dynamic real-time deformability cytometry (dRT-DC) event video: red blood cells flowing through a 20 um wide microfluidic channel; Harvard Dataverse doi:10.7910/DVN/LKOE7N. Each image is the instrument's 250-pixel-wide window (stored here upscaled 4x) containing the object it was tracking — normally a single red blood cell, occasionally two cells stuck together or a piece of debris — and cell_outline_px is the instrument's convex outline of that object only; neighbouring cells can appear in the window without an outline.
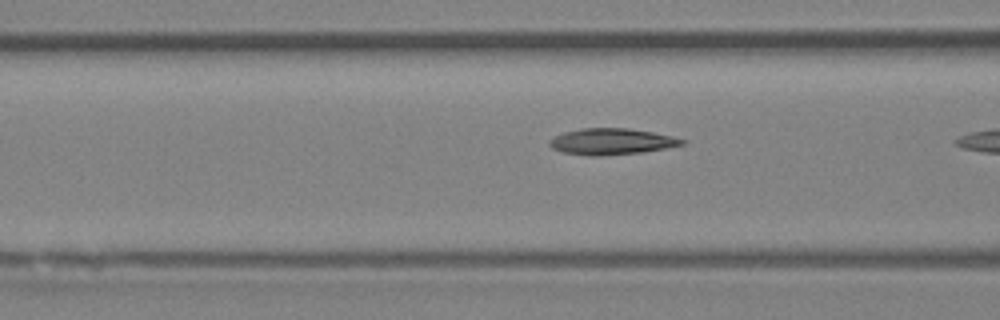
{"species": "Egyptian fruit bat (a non-hibernating species)", "species_latin": "Rousettus aegyptiacus", "temperature_condition": "room temperature", "stored_images_in_passage": 7, "segment_of_instrument_passage": [2, 2], "camera_frame_rate_fps": 3000, "um_per_image_px": 0.085, "animal": {"sex": "female"}, "frame": {"image": 1, "passage_image": 6, "time_ms": 6.667, "image_size_px": [1000, 320], "cell_outline_px": [[688, 140], [684, 144], [644, 152], [600, 156], [588, 156], [564, 152], [552, 148], [548, 144], [548, 140], [564, 132], [580, 128], [628, 128], [652, 132], [672, 136]], "centroid_in_image_um": [51.98, 12.03], "position_along_channel_um": 114.6, "area_um2": 20.29}}